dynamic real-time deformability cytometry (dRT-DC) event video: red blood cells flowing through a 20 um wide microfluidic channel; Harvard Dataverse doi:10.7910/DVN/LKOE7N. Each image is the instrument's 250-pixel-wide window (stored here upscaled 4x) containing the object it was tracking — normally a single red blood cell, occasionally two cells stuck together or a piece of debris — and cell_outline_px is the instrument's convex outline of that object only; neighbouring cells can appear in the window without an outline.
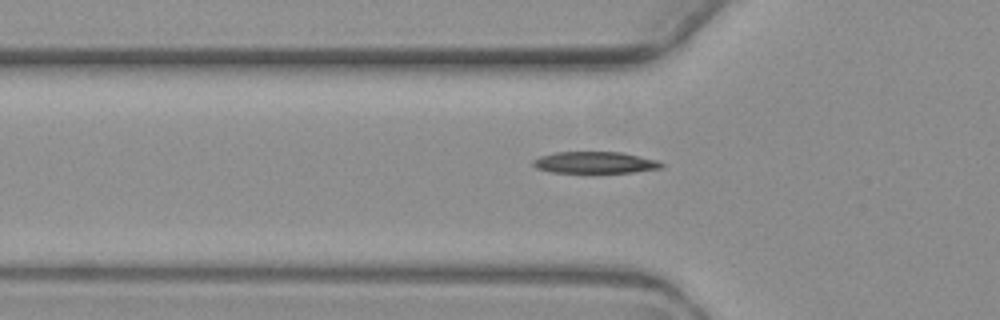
{"species": "common noctule bat (a hibernating species)", "species_latin": "Nyctalus noctula", "temperature_condition": "warm", "stored_images_in_passage": 6, "segment_of_instrument_passage": [2, 2], "camera_frame_rate_fps": 3000, "um_per_image_px": 0.085, "animal": {"sex": "female", "body_mass_g": 19.3, "forearm_length_mm": 54.1}, "frame": {"image": 1, "passage_image": 6, "time_ms": 7.0, "image_size_px": [1000, 320], "cell_outline_px": [[664, 168], [632, 172], [548, 172], [536, 168], [532, 164], [532, 160], [540, 156], [556, 152], [624, 152], [656, 160], [664, 164]], "centroid_in_image_um": [50.57, 13.81], "position_along_channel_um": 75.2, "area_um2": 16.18}}